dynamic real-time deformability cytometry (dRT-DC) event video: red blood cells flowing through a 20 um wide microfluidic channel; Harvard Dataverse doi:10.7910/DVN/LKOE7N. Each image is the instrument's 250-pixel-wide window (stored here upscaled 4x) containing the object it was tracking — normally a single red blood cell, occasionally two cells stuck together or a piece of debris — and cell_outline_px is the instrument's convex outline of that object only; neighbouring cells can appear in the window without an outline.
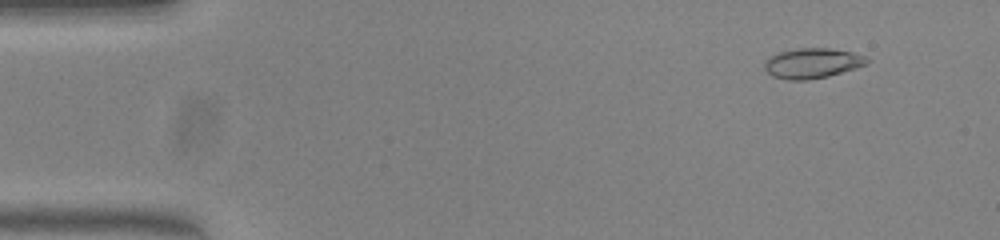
{"species": "common noctule bat (a hibernating species)", "species_latin": "Nyctalus noctula", "temperature_condition": "warm", "stored_images_in_passage": 52, "camera_frame_rate_fps": 3000, "um_per_image_px": 0.085, "animal": {"sex": "female", "body_mass_g": 23.0, "forearm_length_mm": 53.4}, "frame": {"image": 1, "passage_image": 5, "time_ms": 1.333, "image_size_px": [1000, 240], "cell_outline_px": [[868, 64], [856, 68], [828, 76], [808, 80], [788, 80], [772, 76], [764, 68], [764, 64], [772, 56], [780, 52], [800, 48], [828, 48], [852, 52], [864, 56], [868, 60]], "centroid_in_image_um": [69.06, 5.38], "position_along_channel_um": 15.9, "area_um2": 17.74}}
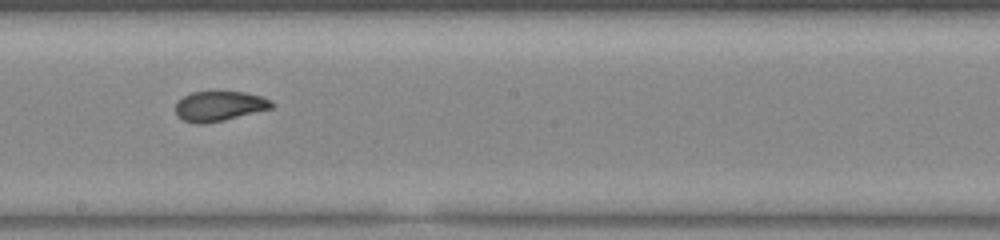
{"frame": {"image": 2, "passage_image": 29, "time_ms": 9.333, "image_size_px": [1000, 240], "cell_outline_px": [[276, 104], [272, 108], [224, 120], [204, 124], [196, 124], [184, 120], [176, 116], [176, 104], [184, 96], [192, 92], [216, 88], [244, 92], [260, 96], [272, 100]], "centroid_in_image_um": [18.65, 8.97], "position_along_channel_um": 229.5, "area_um2": 17.46}}
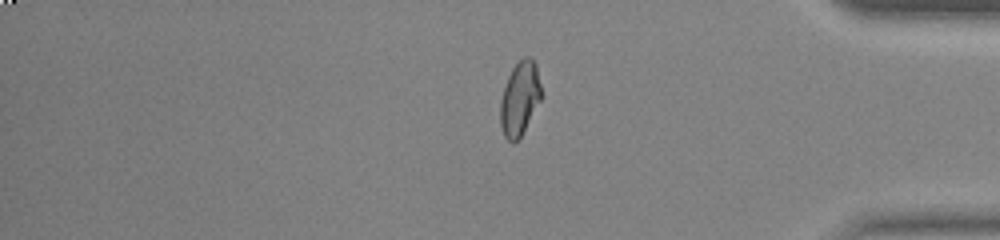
{"frame": {"image": 3, "passage_image": 43, "time_ms": 14.0, "image_size_px": [1000, 240], "cell_outline_px": [[544, 96], [520, 136], [512, 144], [504, 136], [500, 124], [500, 100], [508, 76], [512, 68], [524, 56], [532, 56], [536, 64]], "centroid_in_image_um": [44.21, 8.34], "position_along_channel_um": 391.0, "area_um2": 17.92}, "authors_computed_cell_mechanics": {"area_um2": 17.4845, "velocity_mm_per_s": 3.9937, "shape_relaxation_time_tau1_ms": 6.3429, "shape_relaxation_time_tau2_ms": 1.186, "deformation_change_tau1": 0.2167, "deformation_change_tau2": 0.0616}}